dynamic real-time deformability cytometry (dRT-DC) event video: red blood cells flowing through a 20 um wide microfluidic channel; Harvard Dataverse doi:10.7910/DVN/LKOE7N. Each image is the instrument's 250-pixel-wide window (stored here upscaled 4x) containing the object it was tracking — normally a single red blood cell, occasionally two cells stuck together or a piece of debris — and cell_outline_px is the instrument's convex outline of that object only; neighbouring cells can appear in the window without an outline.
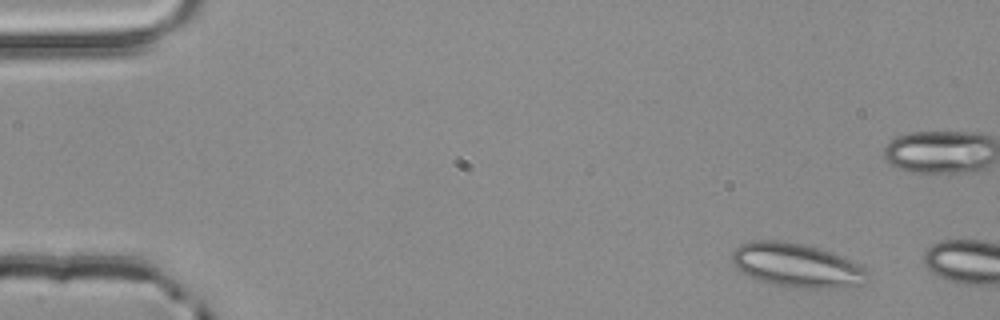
{"species": "common noctule bat (a hibernating species)", "species_latin": "Nyctalus noctula", "temperature_condition": "room temperature", "stored_images_in_passage": 2, "camera_frame_rate_fps": 3000, "um_per_image_px": 0.085, "animal": {"sex": "male", "body_mass_g": 20.4}, "frame": {"image": 1, "passage_image": 1, "time_ms": 0.0, "image_size_px": [1000, 320], "cell_outline_px": [[868, 280], [864, 284], [836, 288], [800, 288], [772, 284], [760, 280], [740, 272], [732, 264], [732, 252], [740, 244], [752, 240], [776, 240], [804, 244], [832, 252], [852, 260], [864, 268], [868, 272]], "centroid_in_image_um": [67.72, 22.55], "position_along_channel_um": 17.3, "area_um2": 34.85}}